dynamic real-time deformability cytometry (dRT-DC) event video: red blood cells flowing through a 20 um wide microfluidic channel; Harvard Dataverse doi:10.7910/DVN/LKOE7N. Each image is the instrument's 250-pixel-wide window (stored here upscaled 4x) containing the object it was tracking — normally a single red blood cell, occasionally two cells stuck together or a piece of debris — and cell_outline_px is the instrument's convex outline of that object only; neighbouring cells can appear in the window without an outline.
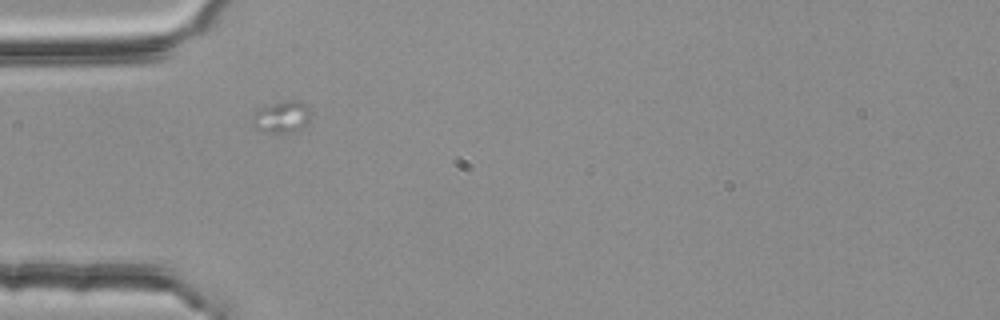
{"species": "common noctule bat (a hibernating species)", "species_latin": "Nyctalus noctula", "temperature_condition": "room temperature", "stored_images_in_passage": 8, "camera_frame_rate_fps": 3000, "um_per_image_px": 0.085, "animal": {"sex": "female", "body_mass_g": 25.1}, "frame": {"image": 1, "passage_image": 1, "time_ms": 0.0, "image_size_px": [1000, 320], "cell_outline_px": [[312, 112], [308, 120], [300, 128], [292, 132], [264, 132], [256, 128], [252, 124], [252, 116], [260, 108], [288, 100], [304, 100], [312, 108]], "centroid_in_image_um": [24.01, 9.91], "position_along_channel_um": 61.0, "area_um2": 10.81}}